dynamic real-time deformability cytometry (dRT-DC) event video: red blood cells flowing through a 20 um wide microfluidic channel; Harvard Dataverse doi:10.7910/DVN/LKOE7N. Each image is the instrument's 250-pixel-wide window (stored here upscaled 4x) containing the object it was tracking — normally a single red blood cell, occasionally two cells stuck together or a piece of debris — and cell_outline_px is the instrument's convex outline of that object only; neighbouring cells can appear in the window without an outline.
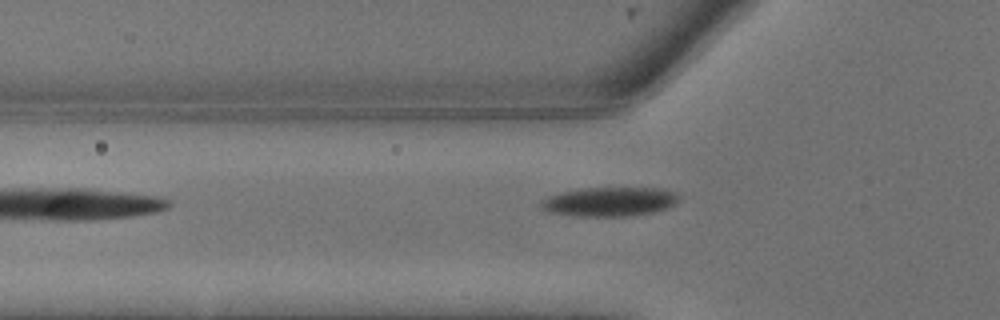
{"species": "common noctule bat (a hibernating species)", "species_latin": "Nyctalus noctula", "temperature_condition": "warm", "stored_images_in_passage": 4, "camera_frame_rate_fps": 3000, "um_per_image_px": 0.085, "animal": {"sex": "male", "body_mass_g": 13.3}, "frame": {"image": 1, "passage_image": 4, "time_ms": 1.0, "image_size_px": [1000, 320], "cell_outline_px": [[680, 200], [668, 208], [656, 212], [632, 216], [568, 216], [548, 212], [540, 208], [540, 204], [548, 196], [560, 192], [588, 188], [660, 188], [676, 192], [680, 196]], "centroid_in_image_um": [51.84, 17.15], "position_along_channel_um": 74.0, "area_um2": 23.76}}